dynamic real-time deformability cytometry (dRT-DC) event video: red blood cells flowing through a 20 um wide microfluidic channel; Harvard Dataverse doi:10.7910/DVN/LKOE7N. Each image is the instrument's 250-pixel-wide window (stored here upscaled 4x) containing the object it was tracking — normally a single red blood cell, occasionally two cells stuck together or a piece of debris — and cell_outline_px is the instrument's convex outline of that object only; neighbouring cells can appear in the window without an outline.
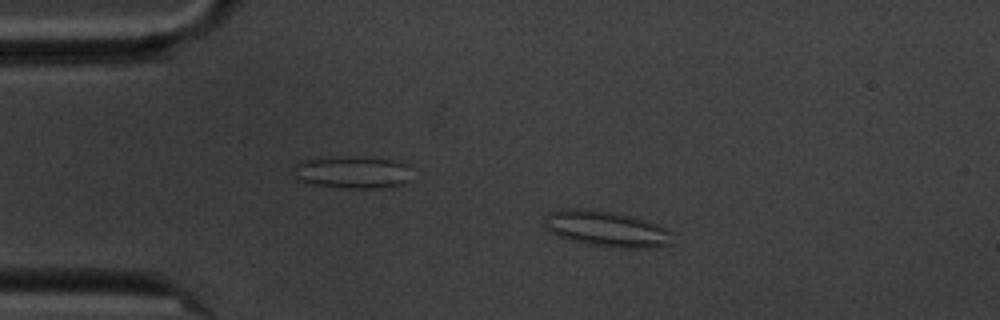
{"species": "common noctule bat (a hibernating species)", "species_latin": "Nyctalus noctula", "temperature_condition": "cold", "stored_images_in_passage": 14, "camera_frame_rate_fps": 3000, "um_per_image_px": 0.085, "animal": {"sex": "male", "body_mass_g": 20.1, "forearm_length_mm": 53.5}, "frame": {"image": 1, "passage_image": 2, "time_ms": 2.0, "image_size_px": [1000, 320], "cell_outline_px": [[672, 244], [652, 248], [612, 248], [588, 244], [572, 240], [560, 236], [552, 232], [544, 224], [544, 220], [552, 212], [564, 208], [576, 208], [612, 212], [632, 216], [656, 224], [672, 232]], "centroid_in_image_um": [51.6, 19.47], "position_along_channel_um": 33.4, "area_um2": 26.41}}
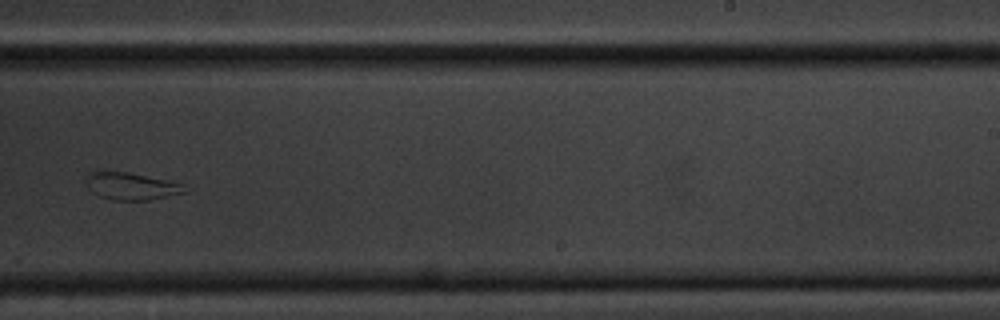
{"frame": {"image": 2, "passage_image": 9, "time_ms": 10.333, "image_size_px": [1000, 320], "cell_outline_px": [[188, 192], [148, 200], [112, 200], [100, 196], [92, 192], [88, 188], [84, 180], [84, 176], [92, 172], [128, 172], [184, 184]], "centroid_in_image_um": [11.14, 15.83], "position_along_channel_um": 277.9, "area_um2": 15.61}}
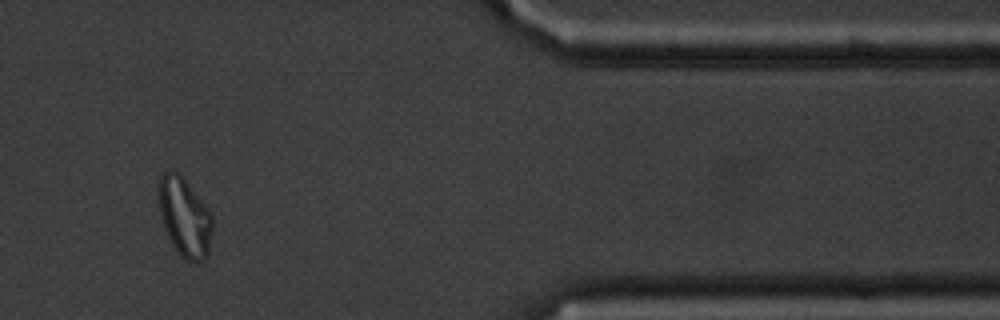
{"frame": {"image": 3, "passage_image": 12, "time_ms": 14.667, "image_size_px": [1000, 320], "cell_outline_px": [[212, 228], [208, 252], [204, 260], [196, 264], [192, 264], [184, 260], [180, 256], [172, 244], [164, 228], [160, 216], [156, 196], [156, 188], [160, 176], [164, 172], [176, 172], [184, 180], [212, 212]], "centroid_in_image_um": [15.66, 18.5], "position_along_channel_um": 395.7, "area_um2": 25.14}, "authors_computed_cell_mechanics": {"area_um2": 21.8484, "velocity_mm_per_s": 3.4309, "shape_relaxation_time_tau1_ms": null, "shape_relaxation_time_tau2_ms": 1.7378, "deformation_change_tau1": null, "deformation_change_tau2": 0.0851}}